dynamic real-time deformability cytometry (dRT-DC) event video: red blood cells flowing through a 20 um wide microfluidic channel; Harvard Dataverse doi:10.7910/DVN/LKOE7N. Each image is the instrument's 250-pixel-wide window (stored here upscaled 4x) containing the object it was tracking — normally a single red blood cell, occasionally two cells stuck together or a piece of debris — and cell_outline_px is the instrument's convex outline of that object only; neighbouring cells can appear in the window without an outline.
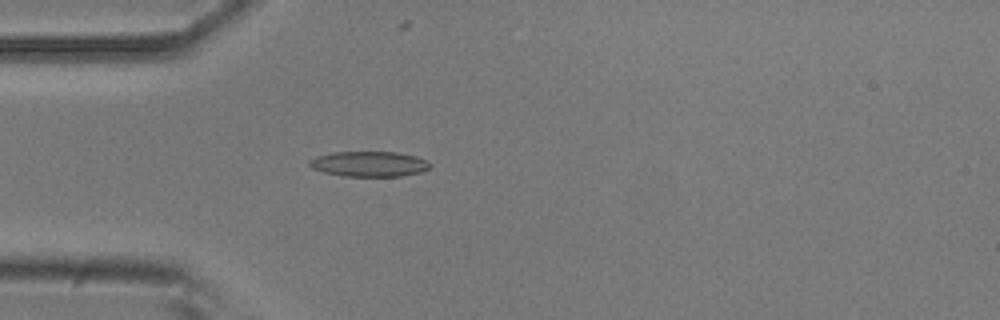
{"species": "common noctule bat (a hibernating species)", "species_latin": "Nyctalus noctula", "temperature_condition": "room temperature", "stored_images_in_passage": 5, "camera_frame_rate_fps": 3000, "um_per_image_px": 0.085, "animal": {"sex": "male", "body_mass_g": 20.5, "forearm_length_mm": 52.5}, "frame": {"image": 1, "passage_image": 5, "time_ms": 1.333, "image_size_px": [1000, 320], "cell_outline_px": [[432, 164], [428, 168], [420, 172], [400, 176], [344, 176], [324, 172], [312, 168], [308, 164], [308, 160], [316, 156], [332, 152], [396, 152], [416, 156]], "centroid_in_image_um": [31.34, 13.93], "position_along_channel_um": 53.7, "area_um2": 17.69}}